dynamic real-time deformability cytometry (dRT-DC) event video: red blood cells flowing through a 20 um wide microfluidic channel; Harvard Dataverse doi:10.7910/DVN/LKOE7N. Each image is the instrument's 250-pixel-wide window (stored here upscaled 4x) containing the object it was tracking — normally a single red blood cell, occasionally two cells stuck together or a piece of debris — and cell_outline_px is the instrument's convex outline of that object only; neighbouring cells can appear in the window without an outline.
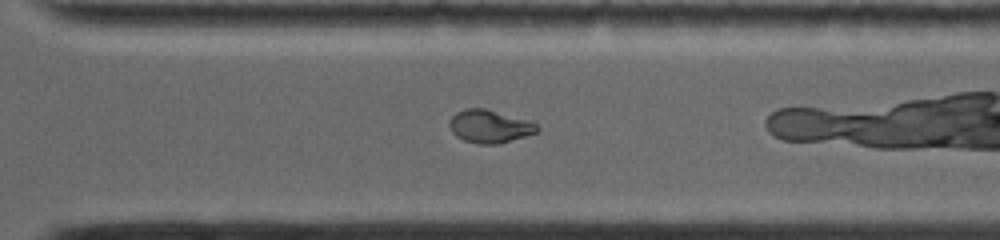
{"species": "common noctule bat (a hibernating species)", "species_latin": "Nyctalus noctula", "temperature_condition": "warm", "stored_images_in_passage": 36, "camera_frame_rate_fps": 5000, "um_per_image_px": 0.085, "animal": {"sex": "female", "body_mass_g": 19.0, "forearm_length_mm": 53.3}, "frame": {"image": 1, "passage_image": 16, "time_ms": 6.8, "image_size_px": [1000, 240], "cell_outline_px": [[540, 128], [536, 132], [524, 136], [496, 144], [480, 144], [464, 140], [456, 136], [452, 132], [448, 124], [452, 116], [456, 112], [468, 108], [484, 108], [524, 120], [536, 124]], "centroid_in_image_um": [41.55, 10.74], "position_along_channel_um": 329.0, "area_um2": 16.36}}